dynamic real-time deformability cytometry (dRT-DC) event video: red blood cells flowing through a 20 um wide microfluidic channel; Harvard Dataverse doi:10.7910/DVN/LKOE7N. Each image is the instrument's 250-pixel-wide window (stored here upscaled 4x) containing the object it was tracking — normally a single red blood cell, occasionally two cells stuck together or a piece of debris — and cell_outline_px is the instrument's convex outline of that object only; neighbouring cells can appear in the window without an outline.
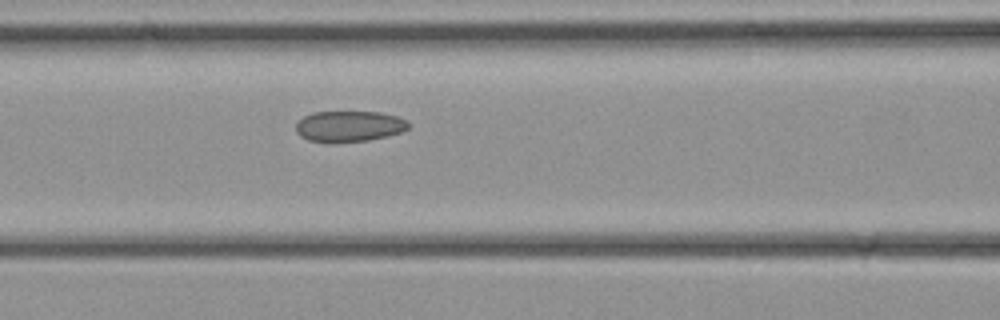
{"species": "common noctule bat (a hibernating species)", "species_latin": "Nyctalus noctula", "temperature_condition": "cold", "stored_images_in_passage": 9, "camera_frame_rate_fps": 3000, "um_per_image_px": 0.085, "animal": {"sex": "female", "body_mass_g": 21.9}, "frame": {"image": 1, "passage_image": 8, "time_ms": 2.333, "image_size_px": [1000, 320], "cell_outline_px": [[408, 128], [400, 132], [388, 136], [368, 140], [332, 144], [308, 140], [300, 136], [296, 132], [296, 124], [304, 116], [312, 112], [380, 112], [396, 116], [404, 120], [408, 124]], "centroid_in_image_um": [29.62, 10.75], "position_along_channel_um": 137.0, "area_um2": 20.4}}